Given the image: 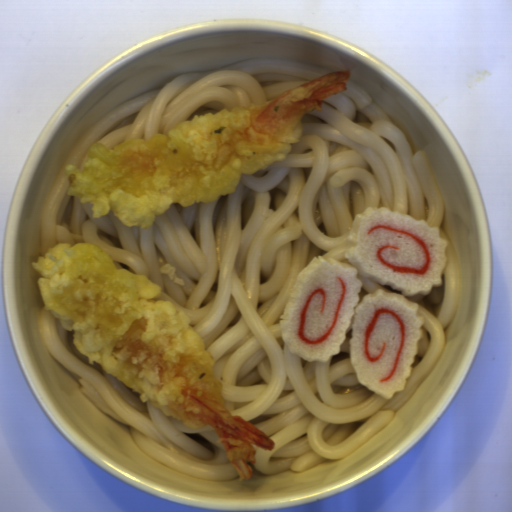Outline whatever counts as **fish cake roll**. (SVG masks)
Instances as JSON below:
<instances>
[{
	"label": "fish cake roll",
	"mask_w": 512,
	"mask_h": 512,
	"mask_svg": "<svg viewBox=\"0 0 512 512\" xmlns=\"http://www.w3.org/2000/svg\"><path fill=\"white\" fill-rule=\"evenodd\" d=\"M440 227L388 207L358 213L347 240L348 262L315 256L298 274L280 316L283 341L307 362H325L348 341L360 383L389 400L404 390L423 338L424 316L406 297L442 285L447 241ZM374 278L402 295L376 290L359 303L362 283Z\"/></svg>",
	"instance_id": "14b837c1"
}]
</instances>
